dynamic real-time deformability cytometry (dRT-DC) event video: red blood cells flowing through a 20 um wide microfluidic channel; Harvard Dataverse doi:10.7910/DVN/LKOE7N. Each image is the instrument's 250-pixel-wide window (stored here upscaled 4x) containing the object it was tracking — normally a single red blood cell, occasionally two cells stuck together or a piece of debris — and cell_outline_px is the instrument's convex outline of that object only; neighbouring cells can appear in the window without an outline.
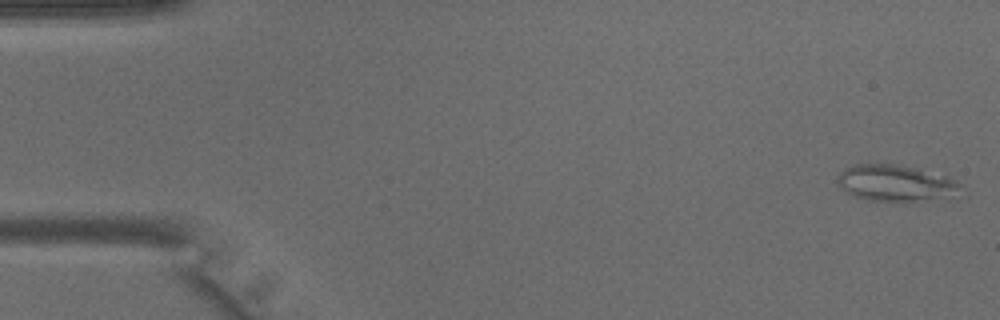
{"species": "common noctule bat (a hibernating species)", "species_latin": "Nyctalus noctula", "temperature_condition": "warm", "stored_images_in_passage": 3, "camera_frame_rate_fps": 3000, "um_per_image_px": 0.085, "animal": {"sex": "male", "body_mass_g": 15.6}, "frame": {"image": 1, "passage_image": 1, "time_ms": 0.0, "image_size_px": [1000, 320], "cell_outline_px": [[960, 184], [936, 196], [904, 204], [868, 200], [844, 192], [836, 184], [836, 176], [844, 168], [856, 164], [892, 164], [916, 168], [944, 176], [956, 180]], "centroid_in_image_um": [75.85, 15.56], "position_along_channel_um": 9.2, "area_um2": 25.32}}